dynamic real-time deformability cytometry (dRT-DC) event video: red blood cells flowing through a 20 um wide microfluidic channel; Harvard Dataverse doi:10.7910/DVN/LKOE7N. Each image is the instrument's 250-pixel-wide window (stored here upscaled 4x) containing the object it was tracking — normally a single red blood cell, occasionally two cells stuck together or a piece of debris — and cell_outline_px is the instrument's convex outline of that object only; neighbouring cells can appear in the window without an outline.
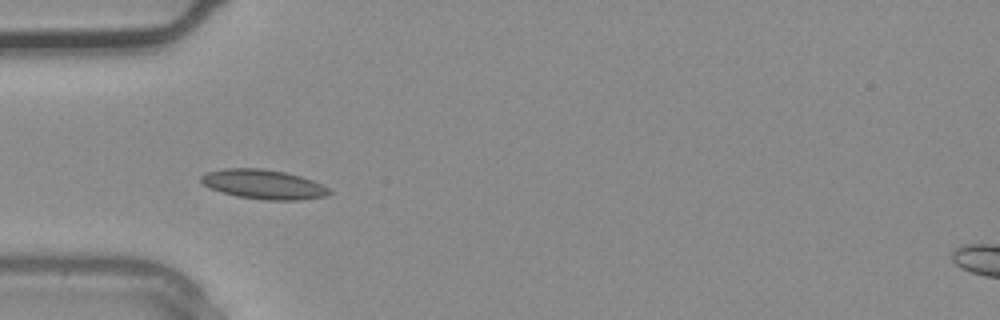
{"species": "common noctule bat (a hibernating species)", "species_latin": "Nyctalus noctula", "temperature_condition": "warm", "stored_images_in_passage": 36, "camera_frame_rate_fps": 3000, "um_per_image_px": 0.085, "animal": {"sex": "male", "body_mass_g": 20.4}, "frame": {"image": 1, "passage_image": 11, "time_ms": 3.333, "image_size_px": [1000, 320], "cell_outline_px": [[332, 192], [328, 196], [296, 200], [264, 200], [236, 196], [208, 188], [200, 180], [200, 176], [204, 172], [224, 168], [260, 168], [284, 172], [300, 176], [312, 180], [328, 188]], "centroid_in_image_um": [22.36, 15.67], "position_along_channel_um": 62.6, "area_um2": 22.08}}